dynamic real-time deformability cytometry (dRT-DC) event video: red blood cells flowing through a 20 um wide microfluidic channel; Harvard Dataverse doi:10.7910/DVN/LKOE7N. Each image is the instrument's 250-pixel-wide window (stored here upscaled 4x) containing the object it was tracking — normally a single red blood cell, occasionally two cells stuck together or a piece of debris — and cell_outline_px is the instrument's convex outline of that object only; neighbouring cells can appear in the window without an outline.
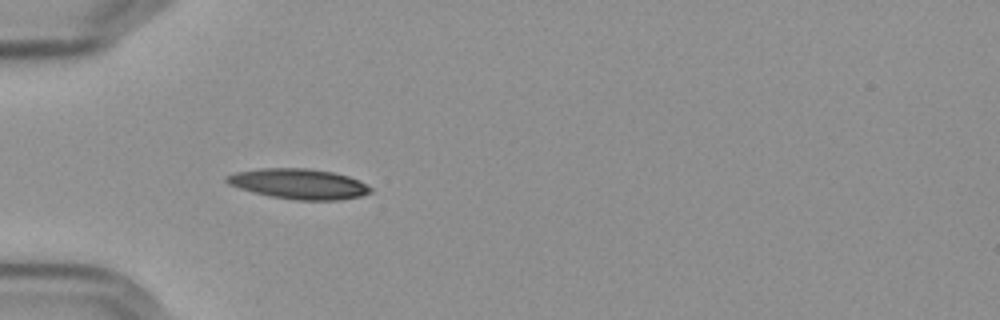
{"species": "Egyptian fruit bat (a non-hibernating species)", "species_latin": "Rousettus aegyptiacus", "temperature_condition": "cold", "stored_images_in_passage": 40, "camera_frame_rate_fps": 3000, "um_per_image_px": 0.085, "frame": {"image": 1, "passage_image": 1, "time_ms": 0.0, "image_size_px": [1000, 320], "cell_outline_px": [[372, 192], [360, 196], [336, 200], [296, 200], [272, 196], [240, 188], [228, 184], [224, 180], [224, 176], [236, 172], [260, 168], [308, 168], [332, 172], [348, 176], [372, 188]], "centroid_in_image_um": [25.37, 15.62], "position_along_channel_um": 59.6, "area_um2": 25.09}}
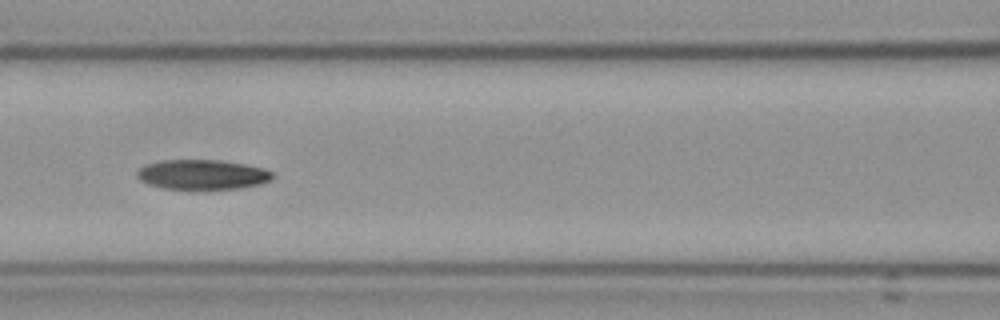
{"frame": {"image": 2, "passage_image": 9, "time_ms": 2.667, "image_size_px": [1000, 320], "cell_outline_px": [[276, 176], [272, 180], [260, 184], [240, 188], [208, 192], [188, 192], [164, 188], [148, 184], [140, 180], [136, 176], [136, 172], [144, 164], [160, 160], [216, 160], [244, 164], [264, 168], [272, 172]], "centroid_in_image_um": [17.19, 14.89], "position_along_channel_um": 149.4, "area_um2": 24.8}}
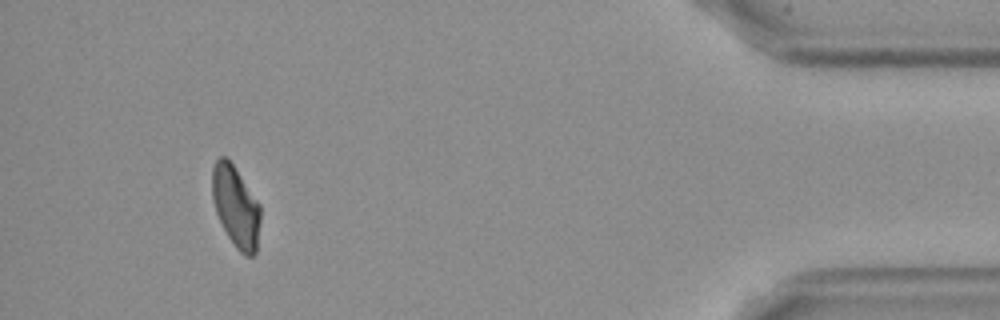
{"frame": {"image": 3, "passage_image": 36, "time_ms": 11.667, "image_size_px": [1000, 320], "cell_outline_px": [[260, 220], [256, 252], [252, 256], [244, 256], [236, 248], [228, 236], [216, 212], [212, 200], [212, 168], [216, 160], [220, 156], [224, 156], [232, 164], [260, 204]], "centroid_in_image_um": [20.04, 17.57], "position_along_channel_um": 415.2, "area_um2": 22.6}, "authors_computed_cell_mechanics": {"area_um2": 24.1604, "velocity_mm_per_s": 3.5893, "shape_relaxation_time_tau1_ms": 7.0209, "shape_relaxation_time_tau2_ms": null, "deformation_change_tau1": 0.1729, "deformation_change_tau2": null}}